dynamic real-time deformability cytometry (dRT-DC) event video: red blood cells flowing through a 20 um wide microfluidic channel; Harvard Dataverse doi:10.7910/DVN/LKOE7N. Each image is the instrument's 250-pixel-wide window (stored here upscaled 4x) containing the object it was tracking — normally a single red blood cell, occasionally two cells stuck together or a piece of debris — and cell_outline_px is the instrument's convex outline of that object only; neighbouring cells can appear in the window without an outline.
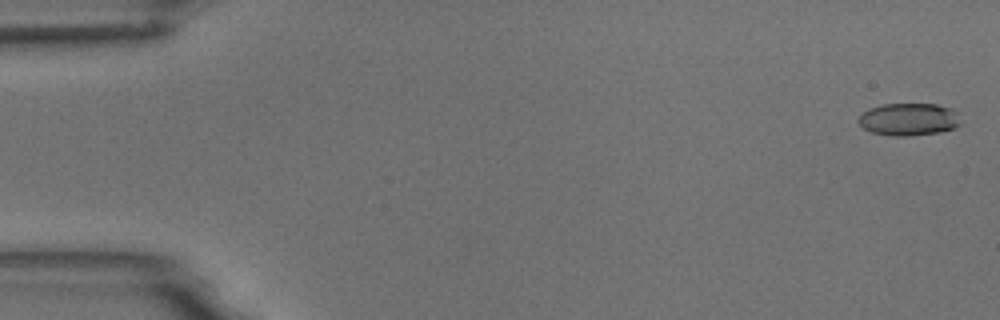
{"species": "common noctule bat (a hibernating species)", "species_latin": "Nyctalus noctula", "temperature_condition": "room temperature", "stored_images_in_passage": 5, "camera_frame_rate_fps": 3000, "um_per_image_px": 0.085, "animal": {"sex": "male", "body_mass_g": 18.8}, "frame": {"image": 1, "passage_image": 1, "time_ms": 0.0, "image_size_px": [1000, 320], "cell_outline_px": [[960, 124], [952, 128], [940, 132], [908, 136], [892, 136], [872, 132], [864, 128], [856, 120], [868, 108], [884, 104], [936, 104], [952, 108], [956, 112]], "centroid_in_image_um": [77.22, 10.14], "position_along_channel_um": 7.8, "area_um2": 19.25}}
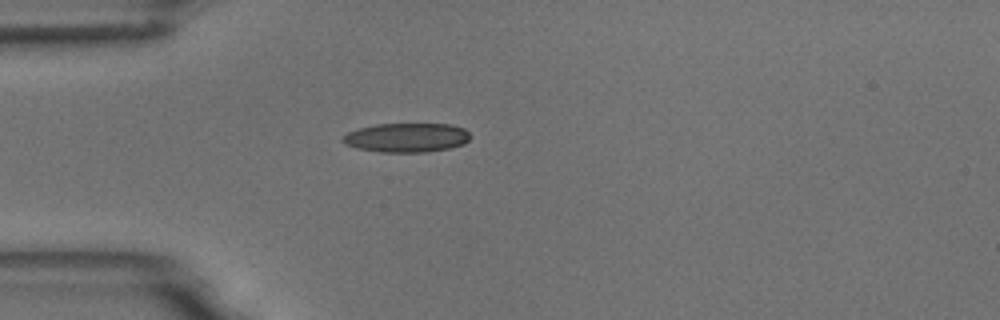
{"frame": {"image": 2, "passage_image": 5, "time_ms": 4.667, "image_size_px": [1000, 320], "cell_outline_px": [[468, 140], [464, 144], [448, 148], [428, 152], [380, 152], [356, 148], [344, 144], [340, 140], [348, 132], [360, 128], [376, 124], [452, 124], [464, 128], [468, 132]], "centroid_in_image_um": [34.54, 11.7], "position_along_channel_um": 50.5, "area_um2": 21.68}}